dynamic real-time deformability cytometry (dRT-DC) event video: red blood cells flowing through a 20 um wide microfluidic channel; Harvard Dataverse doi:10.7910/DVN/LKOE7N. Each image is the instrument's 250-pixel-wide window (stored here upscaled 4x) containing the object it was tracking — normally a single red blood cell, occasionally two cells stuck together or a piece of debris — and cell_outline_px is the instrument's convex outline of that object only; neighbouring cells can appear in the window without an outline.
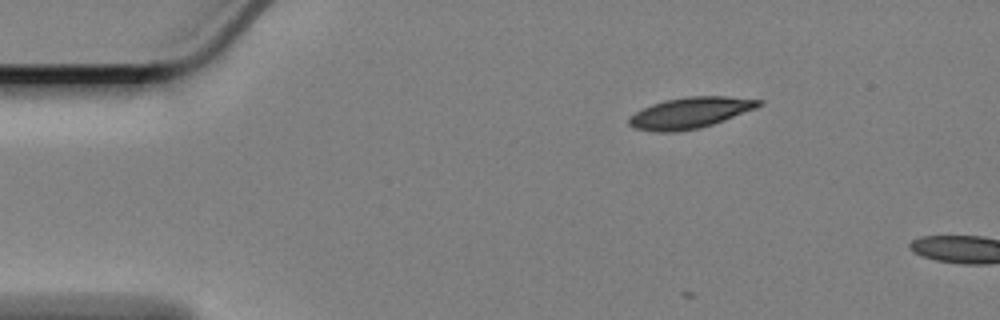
{"species": "Egyptian fruit bat (a non-hibernating species)", "species_latin": "Rousettus aegyptiacus", "temperature_condition": "cold", "stored_images_in_passage": 51, "camera_frame_rate_fps": 3000, "um_per_image_px": 0.085, "animal": {"sex": "female"}, "frame": {"image": 1, "passage_image": 2, "time_ms": 0.333, "image_size_px": [1000, 320], "cell_outline_px": [[764, 104], [756, 108], [724, 120], [700, 128], [676, 132], [660, 132], [636, 128], [628, 124], [628, 120], [636, 112], [652, 104], [664, 100], [688, 96], [728, 96], [764, 100]], "centroid_in_image_um": [58.71, 9.57], "position_along_channel_um": 26.3, "area_um2": 23.35}}
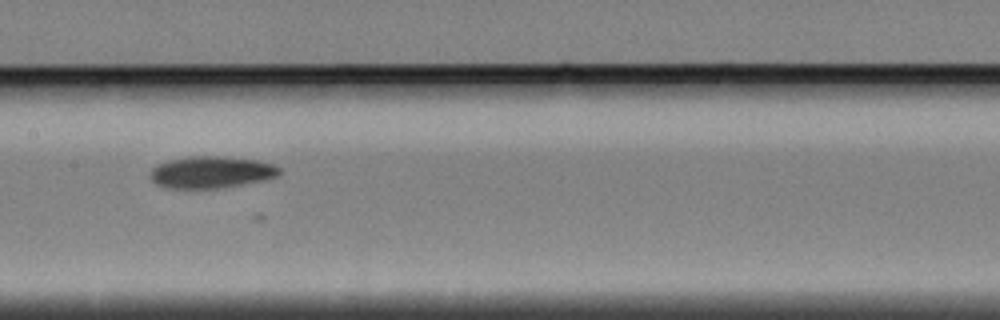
{"frame": {"image": 2, "passage_image": 22, "time_ms": 7.0, "image_size_px": [1000, 320], "cell_outline_px": [[280, 176], [268, 180], [216, 188], [164, 188], [156, 184], [148, 176], [152, 168], [156, 164], [168, 160], [188, 156], [216, 156], [256, 160], [272, 164], [280, 168]], "centroid_in_image_um": [17.93, 14.64], "position_along_channel_um": 189.5, "area_um2": 24.16}}
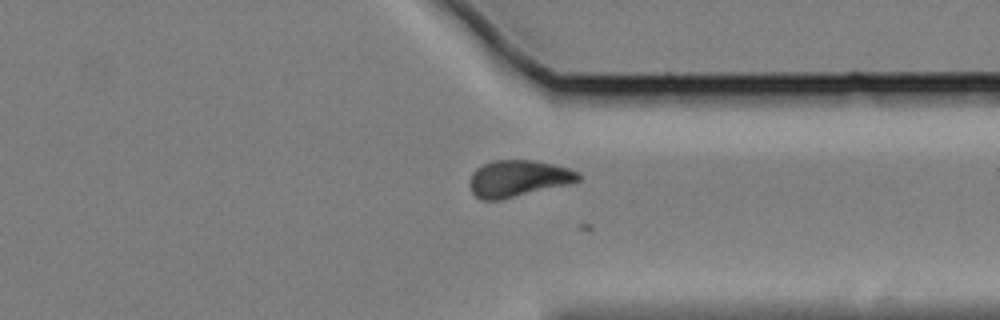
{"frame": {"image": 3, "passage_image": 38, "time_ms": 12.333, "image_size_px": [1000, 320], "cell_outline_px": [[580, 180], [572, 184], [500, 200], [480, 200], [472, 192], [468, 184], [472, 172], [476, 168], [492, 160], [532, 160], [552, 164], [568, 168], [580, 172]], "centroid_in_image_um": [44.04, 15.18], "position_along_channel_um": 367.4, "area_um2": 23.47}}